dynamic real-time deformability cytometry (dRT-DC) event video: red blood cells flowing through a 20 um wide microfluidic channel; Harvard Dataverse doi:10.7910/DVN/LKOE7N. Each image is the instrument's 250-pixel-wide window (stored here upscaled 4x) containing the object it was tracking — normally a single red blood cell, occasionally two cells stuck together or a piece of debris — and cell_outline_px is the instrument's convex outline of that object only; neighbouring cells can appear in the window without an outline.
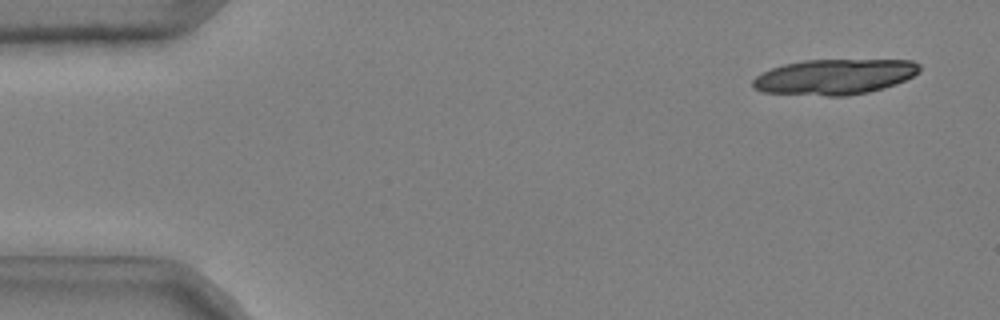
{"species": "common noctule bat (a hibernating species)", "species_latin": "Nyctalus noctula", "temperature_condition": "cold", "stored_images_in_passage": 17, "camera_frame_rate_fps": 3000, "um_per_image_px": 0.085, "animal": {"sex": "male", "body_mass_g": 20.4}, "frame": {"image": 1, "passage_image": 3, "time_ms": 0.667, "image_size_px": [1000, 320], "cell_outline_px": [[920, 72], [896, 84], [868, 92], [848, 96], [828, 96], [764, 92], [752, 88], [752, 80], [756, 76], [772, 68], [784, 64], [804, 60], [912, 60], [920, 64]], "centroid_in_image_um": [70.94, 6.53], "position_along_channel_um": 14.1, "area_um2": 34.39}}